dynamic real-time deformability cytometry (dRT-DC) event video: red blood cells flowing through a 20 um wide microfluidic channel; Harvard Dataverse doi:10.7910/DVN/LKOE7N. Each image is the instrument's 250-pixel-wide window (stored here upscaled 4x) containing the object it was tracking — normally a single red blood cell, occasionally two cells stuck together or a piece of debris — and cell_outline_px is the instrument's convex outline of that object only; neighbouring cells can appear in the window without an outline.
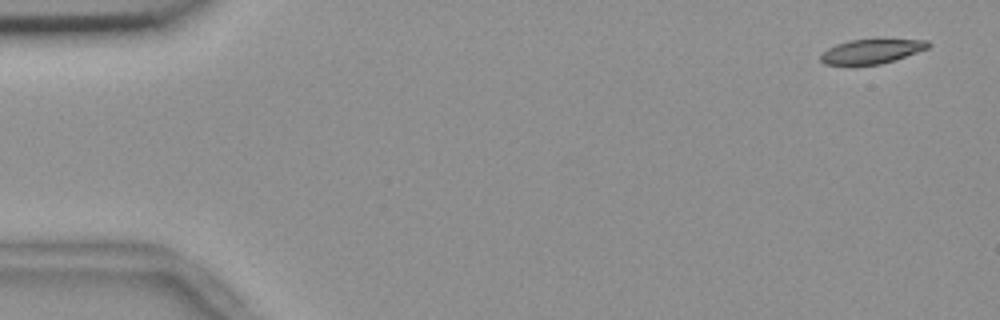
{"species": "common noctule bat (a hibernating species)", "species_latin": "Nyctalus noctula", "temperature_condition": "room temperature", "stored_images_in_passage": 6, "camera_frame_rate_fps": 3000, "um_per_image_px": 0.085, "animal": {"sex": "female", "body_mass_g": 18.4}, "frame": {"image": 1, "passage_image": 1, "time_ms": 0.0, "image_size_px": [1000, 320], "cell_outline_px": [[932, 44], [928, 48], [880, 64], [824, 64], [820, 60], [820, 56], [828, 48], [836, 44], [848, 40], [928, 40]], "centroid_in_image_um": [74.06, 4.36], "position_along_channel_um": 10.9, "area_um2": 14.8}}